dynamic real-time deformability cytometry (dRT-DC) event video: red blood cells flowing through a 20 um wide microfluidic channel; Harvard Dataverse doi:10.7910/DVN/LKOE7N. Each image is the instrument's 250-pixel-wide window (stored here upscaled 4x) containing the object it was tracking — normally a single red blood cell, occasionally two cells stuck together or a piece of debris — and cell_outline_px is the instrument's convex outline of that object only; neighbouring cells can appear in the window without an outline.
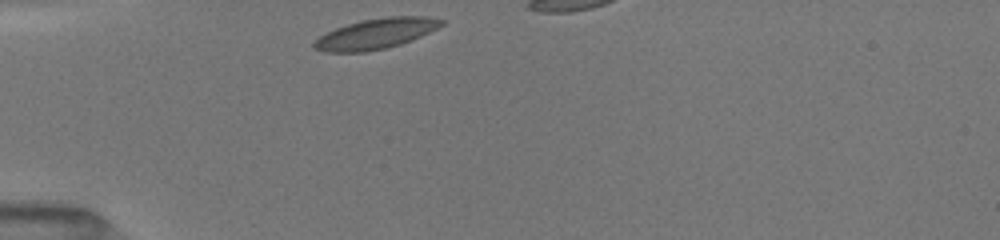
{"species": "common noctule bat (a hibernating species)", "species_latin": "Nyctalus noctula", "temperature_condition": "room temperature", "stored_images_in_passage": 17, "camera_frame_rate_fps": 3000, "um_per_image_px": 0.085, "animal": {"sex": "female", "body_mass_g": 19.5, "forearm_length_mm": 54.1}, "frame": {"image": 1, "passage_image": 1, "time_ms": 0.0, "image_size_px": [1000, 240], "cell_outline_px": [[448, 20], [444, 24], [420, 36], [400, 44], [384, 48], [364, 52], [324, 52], [312, 48], [312, 44], [320, 36], [336, 28], [360, 20], [384, 16], [428, 16]], "centroid_in_image_um": [31.96, 2.85], "position_along_channel_um": 53.0, "area_um2": 22.54}}
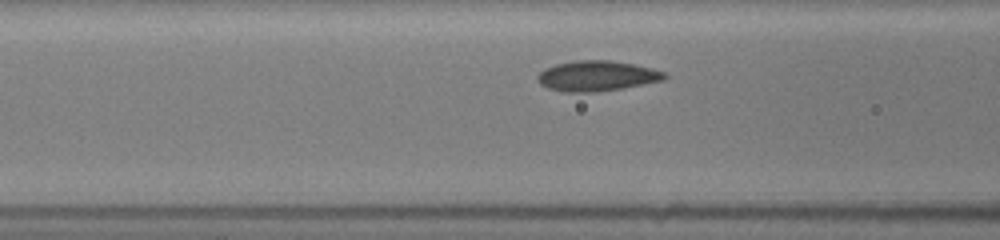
{"frame": {"image": 2, "passage_image": 10, "time_ms": 2.0, "image_size_px": [1000, 240], "cell_outline_px": [[668, 76], [664, 80], [624, 88], [596, 92], [564, 92], [548, 88], [540, 84], [536, 80], [536, 76], [544, 68], [556, 64], [576, 60], [612, 60], [652, 68], [664, 72]], "centroid_in_image_um": [50.72, 6.46], "position_along_channel_um": 115.9, "area_um2": 22.6}}
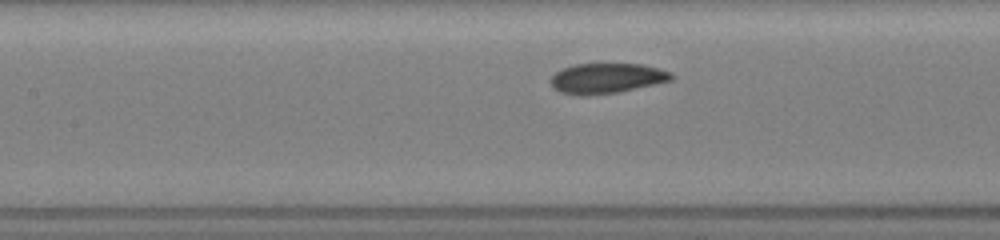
{"frame": {"image": 3, "passage_image": 14, "time_ms": 3.0, "image_size_px": [1000, 240], "cell_outline_px": [[676, 76], [672, 80], [620, 92], [584, 96], [580, 96], [560, 92], [552, 88], [552, 76], [556, 72], [564, 68], [576, 64], [644, 64], [672, 72]], "centroid_in_image_um": [51.61, 6.66], "position_along_channel_um": 155.8, "area_um2": 21.33}}